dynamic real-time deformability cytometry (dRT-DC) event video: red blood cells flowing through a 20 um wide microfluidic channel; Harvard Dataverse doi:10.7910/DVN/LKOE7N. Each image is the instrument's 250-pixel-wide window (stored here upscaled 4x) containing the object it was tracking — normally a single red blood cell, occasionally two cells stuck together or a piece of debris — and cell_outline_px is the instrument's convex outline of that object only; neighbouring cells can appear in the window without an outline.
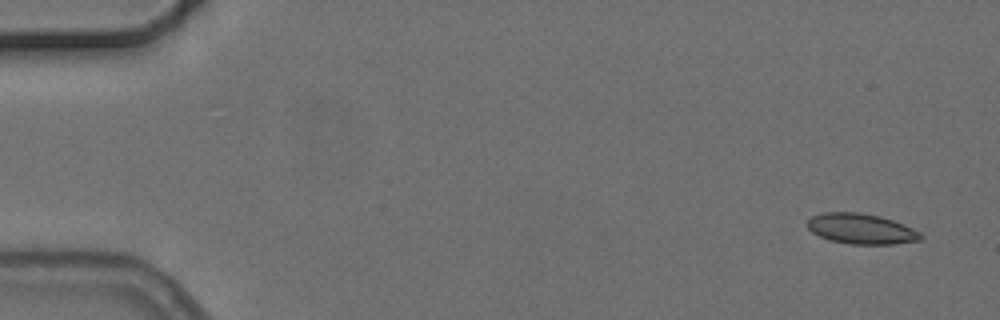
{"species": "common noctule bat (a hibernating species)", "species_latin": "Nyctalus noctula", "temperature_condition": "cold", "stored_images_in_passage": 6, "segment_of_instrument_passage": [1, 2], "camera_frame_rate_fps": 3000, "um_per_image_px": 0.085, "animal": {"sex": "female", "body_mass_g": 24.6, "forearm_length_mm": 56.2}, "frame": {"image": 1, "passage_image": 1, "time_ms": 0.0, "image_size_px": [1000, 320], "cell_outline_px": [[924, 236], [920, 240], [892, 244], [848, 244], [828, 240], [812, 232], [808, 228], [808, 220], [812, 216], [824, 212], [860, 212], [880, 216], [904, 224], [920, 232]], "centroid_in_image_um": [73.2, 19.45], "position_along_channel_um": 11.8, "area_um2": 20.11}}